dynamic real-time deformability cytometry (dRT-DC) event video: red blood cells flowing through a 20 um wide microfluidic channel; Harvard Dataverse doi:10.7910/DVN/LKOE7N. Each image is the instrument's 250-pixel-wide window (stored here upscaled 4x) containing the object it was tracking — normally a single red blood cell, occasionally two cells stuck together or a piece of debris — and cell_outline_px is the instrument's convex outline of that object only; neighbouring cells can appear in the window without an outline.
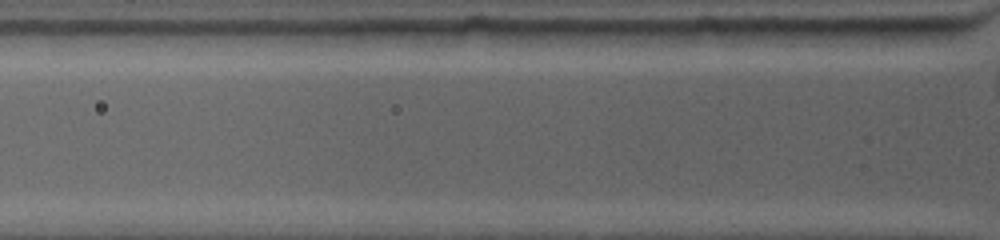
{"species": "common noctule bat (a hibernating species)", "species_latin": "Nyctalus noctula", "temperature_condition": "warm", "stored_images_in_passage": 2, "camera_frame_rate_fps": 4500, "um_per_image_px": 0.085, "animal": {"sex": "female", "body_mass_g": 19.0, "forearm_length_mm": 53.3}, "frame": {"image": 1, "passage_image": 2, "time_ms": 0.667, "image_size_px": [1000, 240], "cell_outline_px": [[956, 32], [944, 44], [860, 44], [848, 32], [848, 28], [956, 28]], "centroid_in_image_um": [76.67, 3.03], "position_along_channel_um": 49.1, "area_um2": 11.44}}